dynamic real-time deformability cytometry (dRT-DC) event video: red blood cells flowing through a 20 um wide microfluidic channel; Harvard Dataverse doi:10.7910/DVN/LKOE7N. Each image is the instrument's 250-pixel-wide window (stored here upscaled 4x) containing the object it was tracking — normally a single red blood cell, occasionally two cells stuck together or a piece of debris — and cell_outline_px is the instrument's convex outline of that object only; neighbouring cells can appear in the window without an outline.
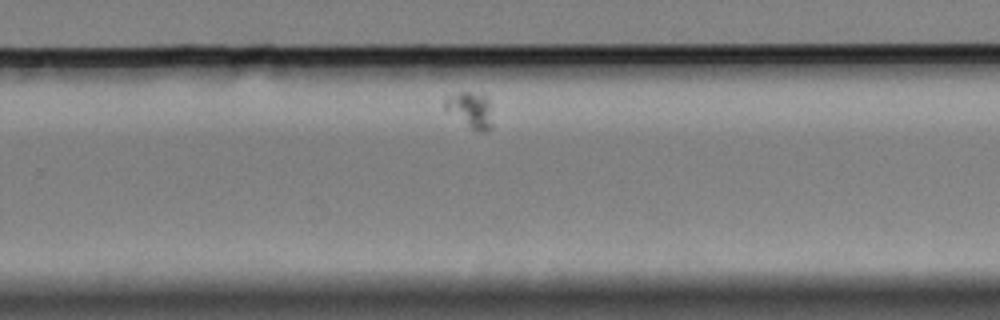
{"species": "Egyptian fruit bat (a non-hibernating species)", "species_latin": "Rousettus aegyptiacus", "temperature_condition": "cold", "stored_images_in_passage": 37, "camera_frame_rate_fps": 3000, "um_per_image_px": 0.085, "animal": {"sex": "female"}, "frame": {"image": 1, "passage_image": 27, "time_ms": 8.667, "image_size_px": [1000, 320], "cell_outline_px": [[492, 128], [488, 132], [480, 132], [472, 128], [444, 108], [444, 96], [460, 92], [484, 92], [488, 96], [492, 124]], "centroid_in_image_um": [40.01, 9.3], "position_along_channel_um": 289.8, "area_um2": 10.06}}